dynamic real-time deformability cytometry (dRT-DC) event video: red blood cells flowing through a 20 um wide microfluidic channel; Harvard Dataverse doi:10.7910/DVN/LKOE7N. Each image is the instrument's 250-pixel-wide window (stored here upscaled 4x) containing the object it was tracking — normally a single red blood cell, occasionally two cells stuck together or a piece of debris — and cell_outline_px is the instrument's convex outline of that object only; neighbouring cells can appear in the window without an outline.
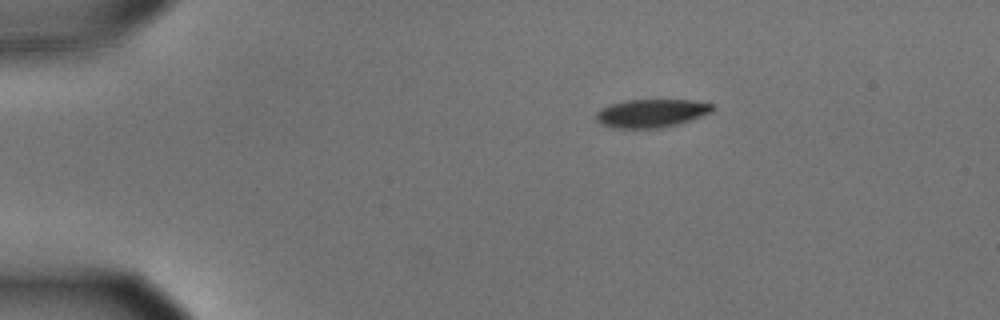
{"species": "common noctule bat (a hibernating species)", "species_latin": "Nyctalus noctula", "temperature_condition": "cold", "stored_images_in_passage": 9, "camera_frame_rate_fps": 3000, "um_per_image_px": 0.085, "animal": {"sex": "male", "body_mass_g": 15.6}, "frame": {"image": 1, "passage_image": 1, "time_ms": 0.0, "image_size_px": [1000, 320], "cell_outline_px": [[712, 112], [680, 124], [660, 128], [612, 128], [600, 124], [596, 120], [596, 112], [612, 104], [628, 100], [692, 100], [712, 104]], "centroid_in_image_um": [55.36, 9.64], "position_along_channel_um": 29.6, "area_um2": 19.07}}